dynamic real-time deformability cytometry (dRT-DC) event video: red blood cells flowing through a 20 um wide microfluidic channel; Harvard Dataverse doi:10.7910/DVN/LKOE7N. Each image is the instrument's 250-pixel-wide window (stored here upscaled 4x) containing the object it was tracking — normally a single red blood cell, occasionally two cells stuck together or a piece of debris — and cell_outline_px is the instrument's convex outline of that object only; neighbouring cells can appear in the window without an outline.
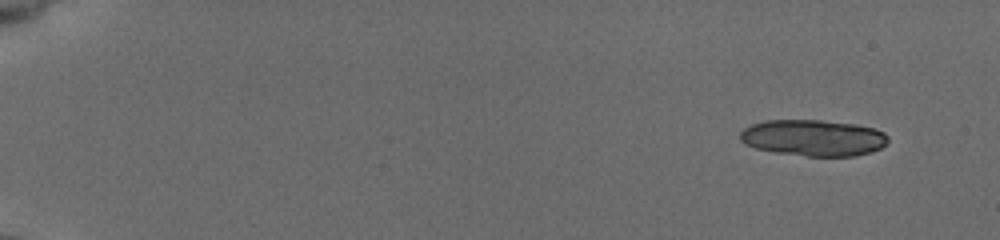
{"species": "common noctule bat (a hibernating species)", "species_latin": "Nyctalus noctula", "temperature_condition": "cold", "stored_images_in_passage": 38, "camera_frame_rate_fps": 3000, "um_per_image_px": 0.085, "animal": {"sex": "female", "body_mass_g": 19.5, "forearm_length_mm": 54.1}, "frame": {"image": 1, "passage_image": 1, "time_ms": 0.0, "image_size_px": [1000, 240], "cell_outline_px": [[888, 140], [880, 148], [872, 152], [856, 156], [808, 156], [776, 152], [756, 148], [744, 144], [740, 140], [740, 132], [744, 128], [752, 124], [764, 120], [820, 120], [856, 124], [876, 128], [884, 132], [888, 136]], "centroid_in_image_um": [69.14, 11.71], "position_along_channel_um": 15.9, "area_um2": 31.44}}
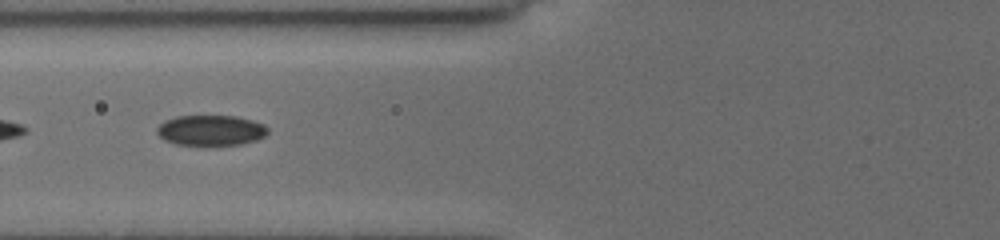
{"frame": {"image": 2, "passage_image": 30, "time_ms": 7.0, "image_size_px": [1000, 240], "cell_outline_px": [[268, 132], [264, 136], [256, 140], [240, 144], [176, 144], [164, 140], [156, 132], [156, 128], [164, 120], [176, 116], [236, 116], [252, 120], [264, 124], [268, 128]], "centroid_in_image_um": [17.91, 11.06], "position_along_channel_um": 107.9, "area_um2": 19.48}}